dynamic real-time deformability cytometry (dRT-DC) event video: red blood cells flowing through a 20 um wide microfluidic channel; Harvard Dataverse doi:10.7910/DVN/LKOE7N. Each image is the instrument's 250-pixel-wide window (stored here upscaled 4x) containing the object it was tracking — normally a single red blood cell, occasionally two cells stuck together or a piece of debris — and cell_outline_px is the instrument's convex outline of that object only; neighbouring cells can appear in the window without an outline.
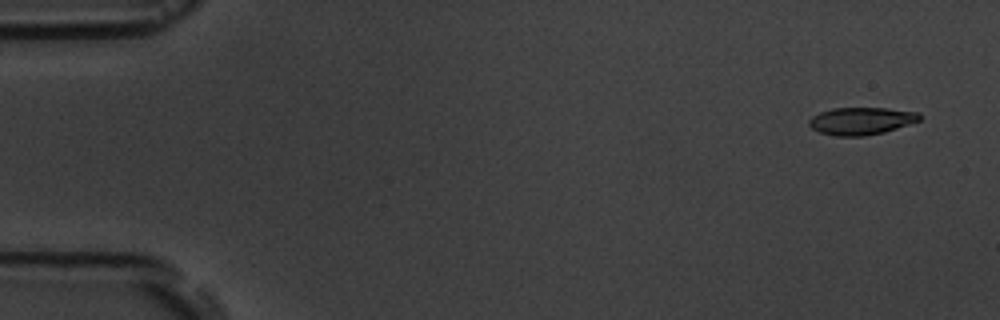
{"species": "common noctule bat (a hibernating species)", "species_latin": "Nyctalus noctula", "temperature_condition": "room temperature", "stored_images_in_passage": 5, "camera_frame_rate_fps": 3000, "um_per_image_px": 0.085, "animal": {"sex": "male", "body_mass_g": 19.5, "forearm_length_mm": 54.6}, "frame": {"image": 1, "passage_image": 1, "time_ms": 0.0, "image_size_px": [1000, 320], "cell_outline_px": [[920, 120], [884, 132], [864, 136], [836, 136], [820, 132], [812, 128], [808, 124], [808, 120], [812, 116], [820, 112], [832, 108], [888, 108], [920, 112]], "centroid_in_image_um": [73.19, 10.27], "position_along_channel_um": 11.8, "area_um2": 17.63}}
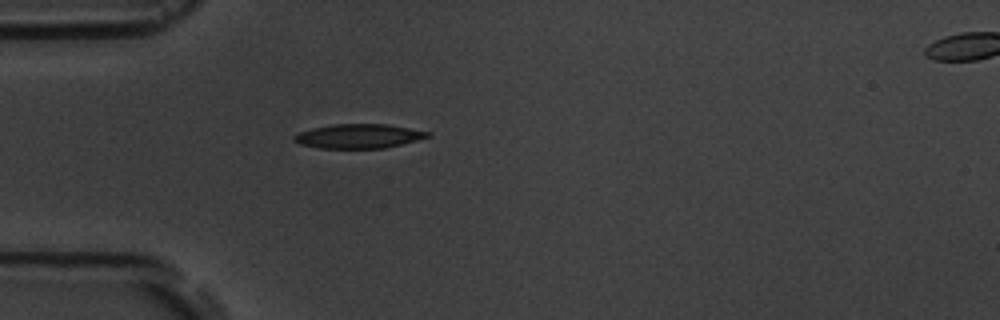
{"frame": {"image": 2, "passage_image": 4, "time_ms": 4.333, "image_size_px": [1000, 320], "cell_outline_px": [[432, 136], [384, 148], [320, 148], [300, 144], [292, 140], [292, 136], [300, 132], [312, 128], [332, 124], [388, 124], [432, 132]], "centroid_in_image_um": [30.48, 11.56], "position_along_channel_um": 54.5, "area_um2": 18.9}}